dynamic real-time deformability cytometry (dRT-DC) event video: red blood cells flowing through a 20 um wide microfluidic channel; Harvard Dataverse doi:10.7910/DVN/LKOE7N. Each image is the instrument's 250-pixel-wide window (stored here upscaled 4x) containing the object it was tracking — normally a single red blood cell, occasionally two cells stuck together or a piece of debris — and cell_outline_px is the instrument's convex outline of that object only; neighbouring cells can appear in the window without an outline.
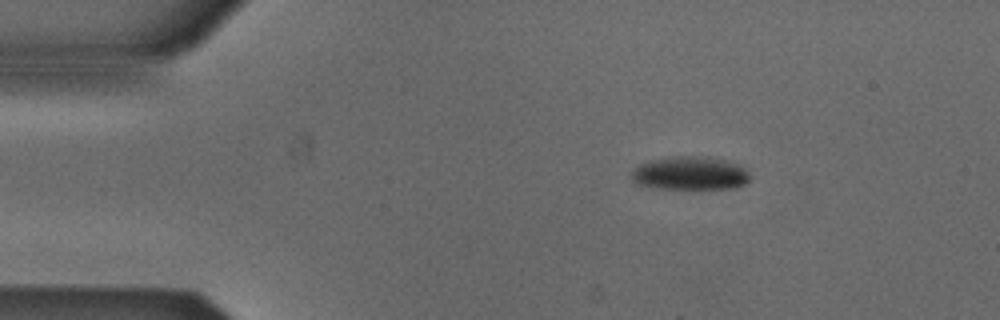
{"species": "Egyptian fruit bat (a non-hibernating species)", "species_latin": "Rousettus aegyptiacus", "temperature_condition": "cold", "stored_images_in_passage": 11, "camera_frame_rate_fps": 3000, "um_per_image_px": 0.085, "animal": {"sex": "male"}, "frame": {"image": 1, "passage_image": 5, "time_ms": 1.333, "image_size_px": [1000, 320], "cell_outline_px": [[748, 180], [744, 184], [736, 188], [656, 188], [640, 184], [632, 180], [632, 172], [640, 164], [652, 160], [672, 156], [708, 156], [740, 164], [748, 172]], "centroid_in_image_um": [58.69, 14.71], "position_along_channel_um": 26.3, "area_um2": 22.83}}